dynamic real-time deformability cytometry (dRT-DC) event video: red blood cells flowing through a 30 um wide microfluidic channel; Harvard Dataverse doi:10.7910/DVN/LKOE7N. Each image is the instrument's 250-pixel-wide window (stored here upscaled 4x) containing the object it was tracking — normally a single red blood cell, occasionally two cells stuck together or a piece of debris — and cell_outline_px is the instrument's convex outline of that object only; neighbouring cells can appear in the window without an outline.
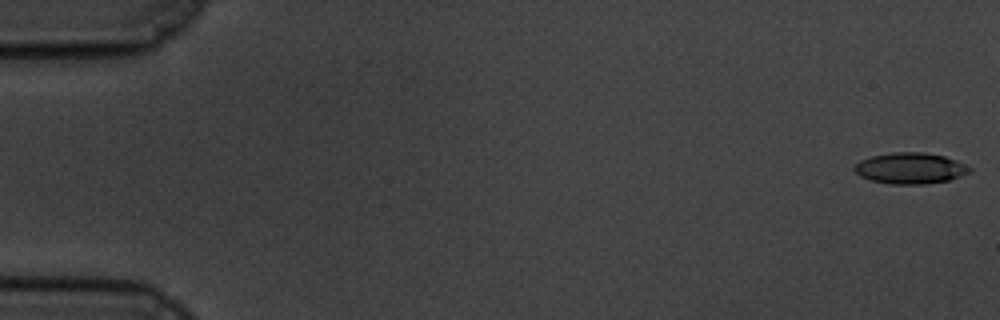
{"species": "common noctule bat (a hibernating species)", "species_latin": "Nyctalus noctula", "temperature_condition": "cold", "stored_images_in_passage": 52, "camera_frame_rate_fps": 3000, "um_per_image_px": 0.085, "animal": {"sex": "male", "body_mass_g": 19.5, "forearm_length_mm": 54.6}, "frame": {"image": 1, "passage_image": 1, "time_ms": 0.0, "image_size_px": [1000, 320], "cell_outline_px": [[972, 172], [948, 180], [924, 184], [888, 184], [872, 180], [860, 176], [852, 168], [860, 160], [872, 156], [892, 152], [924, 152], [944, 156], [972, 168]], "centroid_in_image_um": [77.35, 14.3], "position_along_channel_um": 7.6, "area_um2": 20.75}}
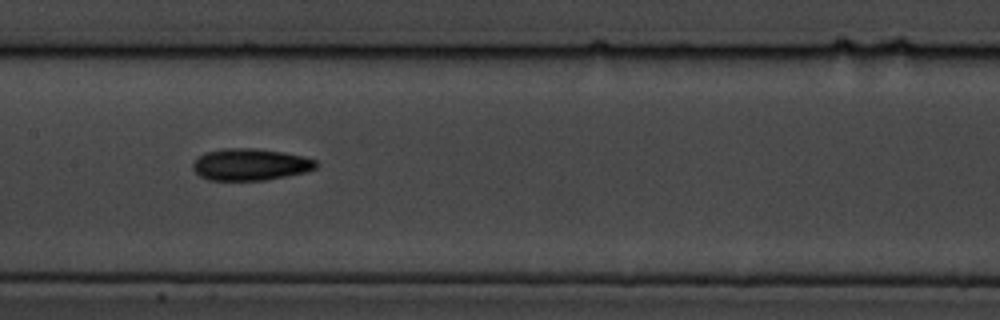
{"frame": {"image": 2, "passage_image": 29, "time_ms": 9.333, "image_size_px": [1000, 320], "cell_outline_px": [[316, 168], [308, 172], [264, 180], [208, 180], [200, 176], [192, 168], [192, 164], [204, 152], [224, 148], [256, 148], [284, 152], [304, 156], [316, 160]], "centroid_in_image_um": [21.29, 13.98], "position_along_channel_um": 186.1, "area_um2": 22.95}}
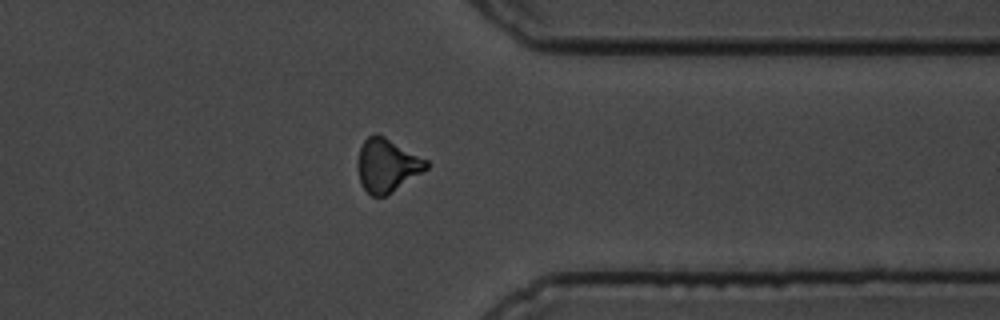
{"frame": {"image": 3, "passage_image": 46, "time_ms": 15.0, "image_size_px": [1000, 320], "cell_outline_px": [[428, 168], [384, 196], [372, 196], [360, 184], [356, 164], [360, 148], [364, 140], [368, 136], [384, 136], [428, 160]], "centroid_in_image_um": [32.87, 14.05], "position_along_channel_um": 378.5, "area_um2": 20.92}, "authors_computed_cell_mechanics": {"area_um2": 21.4149, "velocity_mm_per_s": 3.4869, "shape_relaxation_time_tau1_ms": 5.5029, "shape_relaxation_time_tau2_ms": null, "deformation_change_tau1": 0.1317, "deformation_change_tau2": null}}